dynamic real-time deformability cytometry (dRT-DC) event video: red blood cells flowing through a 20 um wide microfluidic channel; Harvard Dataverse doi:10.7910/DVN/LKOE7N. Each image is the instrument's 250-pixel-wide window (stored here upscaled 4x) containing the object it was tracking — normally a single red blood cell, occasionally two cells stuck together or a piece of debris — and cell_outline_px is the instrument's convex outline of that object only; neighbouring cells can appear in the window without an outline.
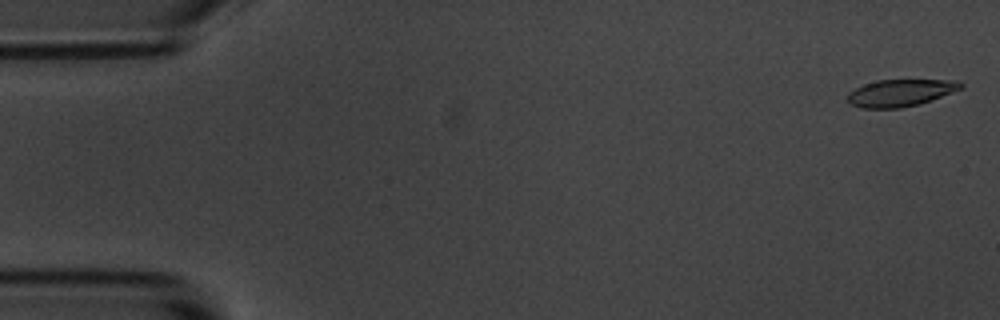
{"species": "common noctule bat (a hibernating species)", "species_latin": "Nyctalus noctula", "temperature_condition": "room temperature", "stored_images_in_passage": 9, "camera_frame_rate_fps": 3000, "um_per_image_px": 0.085, "animal": {"sex": "male", "body_mass_g": 20.1, "forearm_length_mm": 53.5}, "frame": {"image": 1, "passage_image": 1, "time_ms": 0.0, "image_size_px": [1000, 320], "cell_outline_px": [[964, 88], [920, 104], [900, 108], [860, 108], [852, 104], [848, 100], [848, 92], [864, 84], [876, 80], [960, 80], [964, 84]], "centroid_in_image_um": [76.58, 7.88], "position_along_channel_um": 8.4, "area_um2": 17.92}}